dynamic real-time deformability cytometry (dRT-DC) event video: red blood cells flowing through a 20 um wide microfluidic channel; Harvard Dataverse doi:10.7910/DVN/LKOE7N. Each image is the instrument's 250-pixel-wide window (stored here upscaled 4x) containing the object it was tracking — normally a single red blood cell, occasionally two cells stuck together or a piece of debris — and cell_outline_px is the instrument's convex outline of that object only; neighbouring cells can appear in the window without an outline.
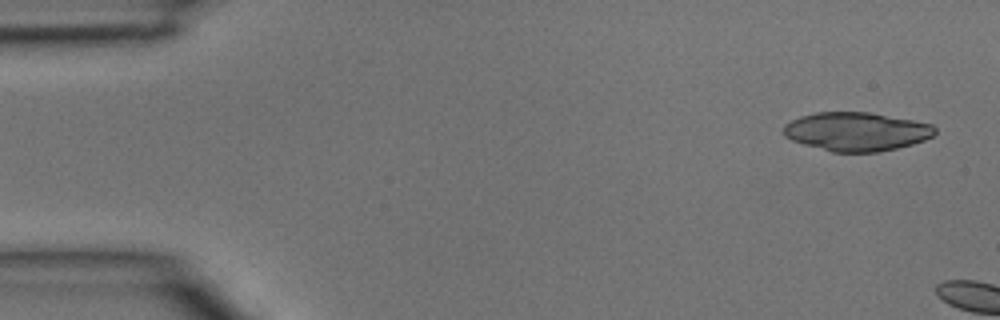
{"species": "common noctule bat (a hibernating species)", "species_latin": "Nyctalus noctula", "temperature_condition": "room temperature", "stored_images_in_passage": 5, "camera_frame_rate_fps": 3000, "um_per_image_px": 0.085, "animal": {"sex": "male", "body_mass_g": 15.6}, "frame": {"image": 1, "passage_image": 1, "time_ms": 0.0, "image_size_px": [1000, 320], "cell_outline_px": [[936, 132], [932, 136], [924, 140], [912, 144], [896, 148], [876, 152], [832, 152], [804, 144], [792, 140], [784, 136], [784, 124], [800, 116], [816, 112], [868, 112], [912, 120], [932, 124], [936, 128]], "centroid_in_image_um": [72.79, 11.18], "position_along_channel_um": 12.2, "area_um2": 33.99}}